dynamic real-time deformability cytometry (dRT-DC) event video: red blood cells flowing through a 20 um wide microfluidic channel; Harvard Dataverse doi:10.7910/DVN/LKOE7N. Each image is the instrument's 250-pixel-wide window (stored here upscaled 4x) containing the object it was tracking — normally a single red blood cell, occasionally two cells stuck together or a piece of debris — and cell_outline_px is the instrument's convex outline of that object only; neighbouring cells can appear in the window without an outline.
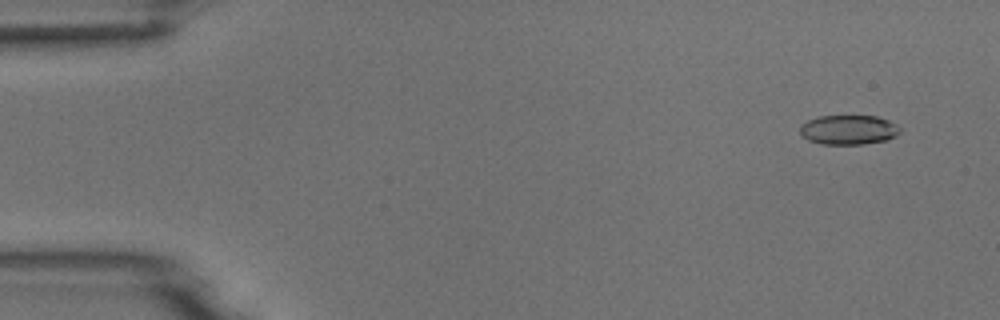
{"species": "common noctule bat (a hibernating species)", "species_latin": "Nyctalus noctula", "temperature_condition": "room temperature", "stored_images_in_passage": 8, "camera_frame_rate_fps": 3000, "um_per_image_px": 0.085, "animal": {"sex": "male", "body_mass_g": 18.8}, "frame": {"image": 1, "passage_image": 2, "time_ms": 1.0, "image_size_px": [1000, 320], "cell_outline_px": [[900, 132], [896, 136], [884, 140], [864, 144], [820, 144], [808, 140], [800, 136], [800, 124], [808, 120], [820, 116], [876, 116], [888, 120], [896, 124], [900, 128]], "centroid_in_image_um": [72.09, 11.03], "position_along_channel_um": 12.9, "area_um2": 17.28}}
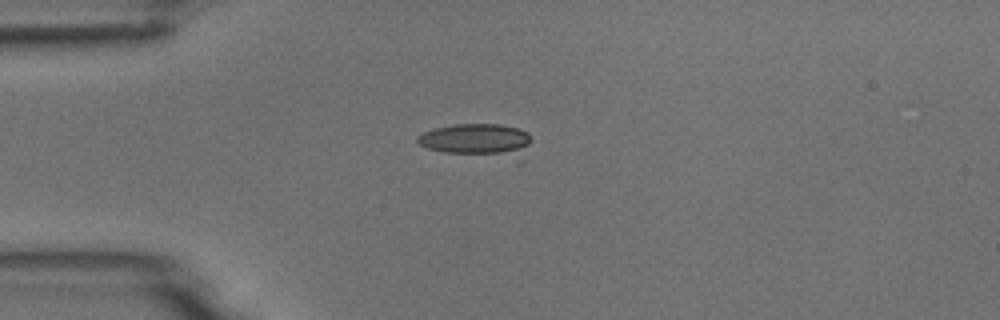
{"frame": {"image": 2, "passage_image": 5, "time_ms": 4.333, "image_size_px": [1000, 320], "cell_outline_px": [[532, 140], [524, 160], [520, 164], [516, 164], [444, 152], [428, 148], [420, 144], [416, 140], [416, 136], [424, 132], [436, 128], [452, 124], [500, 124], [520, 128], [528, 132]], "centroid_in_image_um": [40.77, 12.02], "position_along_channel_um": 44.2, "area_um2": 23.93}}
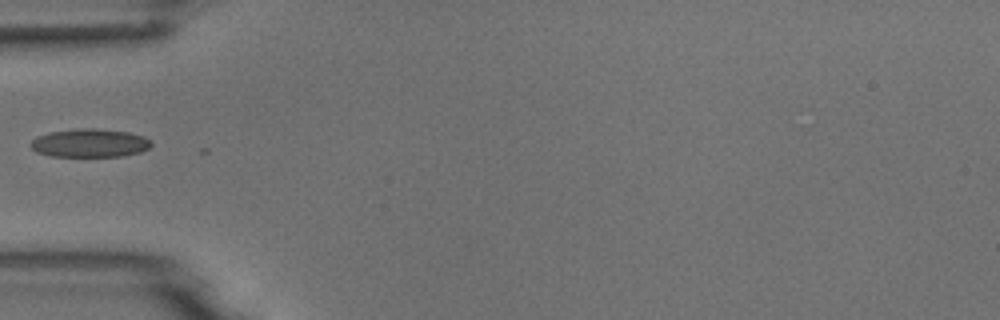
{"frame": {"image": 3, "passage_image": 6, "time_ms": 5.667, "image_size_px": [1000, 320], "cell_outline_px": [[152, 144], [148, 148], [140, 152], [124, 156], [52, 156], [36, 152], [28, 144], [36, 136], [48, 132], [76, 128], [96, 128], [128, 132], [144, 136]], "centroid_in_image_um": [7.59, 12.15], "position_along_channel_um": 77.4, "area_um2": 20.06}}